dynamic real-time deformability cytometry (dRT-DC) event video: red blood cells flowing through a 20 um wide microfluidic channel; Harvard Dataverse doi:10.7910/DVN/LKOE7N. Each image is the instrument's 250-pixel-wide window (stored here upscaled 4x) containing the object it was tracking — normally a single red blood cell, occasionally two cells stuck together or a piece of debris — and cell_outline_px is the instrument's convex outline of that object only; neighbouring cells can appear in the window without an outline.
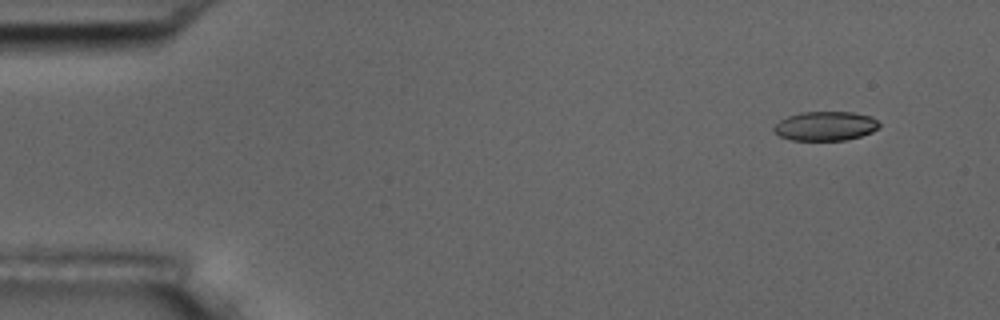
{"species": "common noctule bat (a hibernating species)", "species_latin": "Nyctalus noctula", "temperature_condition": "room temperature", "stored_images_in_passage": 4, "camera_frame_rate_fps": 3000, "um_per_image_px": 0.085, "animal": {"sex": "male", "body_mass_g": 17.5, "forearm_length_mm": 52.3}, "frame": {"image": 1, "passage_image": 1, "time_ms": 0.0, "image_size_px": [1000, 320], "cell_outline_px": [[880, 128], [872, 132], [860, 136], [844, 140], [792, 140], [780, 136], [772, 128], [780, 120], [788, 116], [800, 112], [852, 112], [872, 116], [880, 124]], "centroid_in_image_um": [70.18, 10.71], "position_along_channel_um": 14.8, "area_um2": 17.92}}
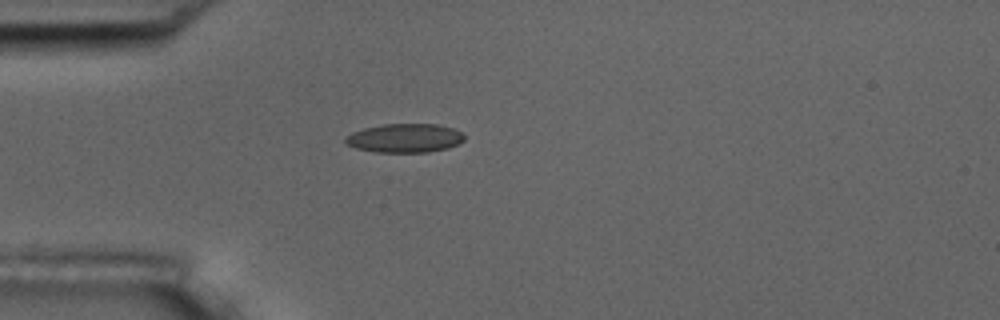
{"frame": {"image": 2, "passage_image": 4, "time_ms": 3.667, "image_size_px": [1000, 320], "cell_outline_px": [[464, 140], [448, 148], [428, 152], [376, 152], [356, 148], [344, 144], [344, 140], [352, 132], [364, 128], [384, 124], [436, 124], [452, 128], [460, 132], [464, 136]], "centroid_in_image_um": [34.38, 11.74], "position_along_channel_um": 50.6, "area_um2": 19.88}}